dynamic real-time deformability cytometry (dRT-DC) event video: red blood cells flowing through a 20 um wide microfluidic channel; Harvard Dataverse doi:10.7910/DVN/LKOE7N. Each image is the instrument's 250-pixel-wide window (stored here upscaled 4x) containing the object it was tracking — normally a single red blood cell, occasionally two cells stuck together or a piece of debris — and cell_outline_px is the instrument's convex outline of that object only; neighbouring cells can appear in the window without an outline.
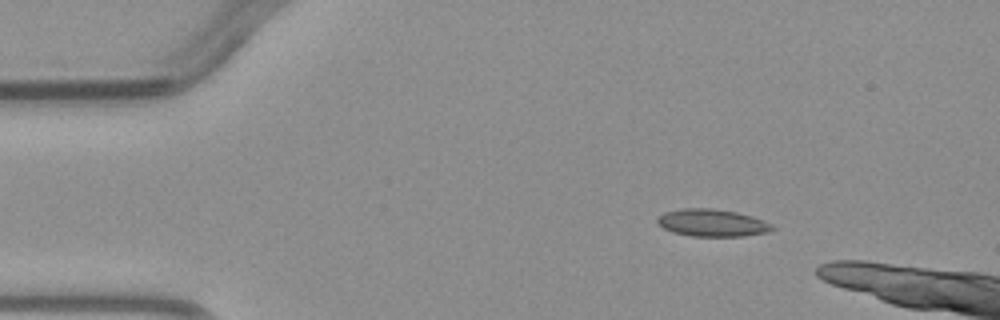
{"species": "common noctule bat (a hibernating species)", "species_latin": "Nyctalus noctula", "temperature_condition": "warm", "stored_images_in_passage": 3, "camera_frame_rate_fps": 3000, "um_per_image_px": 0.085, "animal": {"sex": "male", "body_mass_g": 23.1, "forearm_length_mm": 52.7}, "frame": {"image": 1, "passage_image": 1, "time_ms": 0.0, "image_size_px": [1000, 320], "cell_outline_px": [[776, 228], [768, 232], [744, 236], [692, 236], [672, 232], [664, 228], [656, 220], [664, 212], [680, 208], [712, 208], [736, 212], [752, 216], [764, 220], [772, 224]], "centroid_in_image_um": [60.56, 18.94], "position_along_channel_um": 24.4, "area_um2": 18.32}}